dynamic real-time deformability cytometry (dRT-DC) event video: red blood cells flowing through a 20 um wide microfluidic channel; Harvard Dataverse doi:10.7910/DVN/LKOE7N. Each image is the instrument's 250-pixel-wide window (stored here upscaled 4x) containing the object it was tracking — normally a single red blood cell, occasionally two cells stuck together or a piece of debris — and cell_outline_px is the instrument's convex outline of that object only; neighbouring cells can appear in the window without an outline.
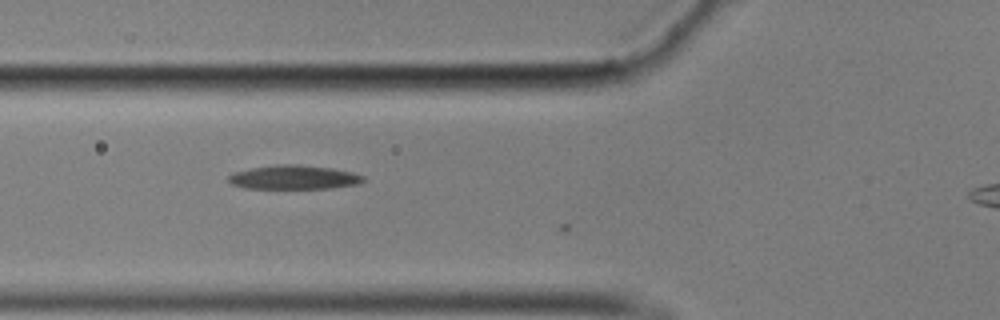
{"species": "common noctule bat (a hibernating species)", "species_latin": "Nyctalus noctula", "temperature_condition": "cold", "stored_images_in_passage": 8, "camera_frame_rate_fps": 3000, "um_per_image_px": 0.085, "animal": {"sex": "male", "body_mass_g": 17.9}, "frame": {"image": 1, "passage_image": 5, "time_ms": 1.333, "image_size_px": [1000, 320], "cell_outline_px": [[364, 180], [360, 184], [332, 188], [244, 188], [232, 184], [228, 180], [228, 176], [232, 172], [252, 168], [276, 164], [296, 164], [332, 168], [352, 172], [364, 176]], "centroid_in_image_um": [24.98, 15.07], "position_along_channel_um": 100.8, "area_um2": 18.9}}